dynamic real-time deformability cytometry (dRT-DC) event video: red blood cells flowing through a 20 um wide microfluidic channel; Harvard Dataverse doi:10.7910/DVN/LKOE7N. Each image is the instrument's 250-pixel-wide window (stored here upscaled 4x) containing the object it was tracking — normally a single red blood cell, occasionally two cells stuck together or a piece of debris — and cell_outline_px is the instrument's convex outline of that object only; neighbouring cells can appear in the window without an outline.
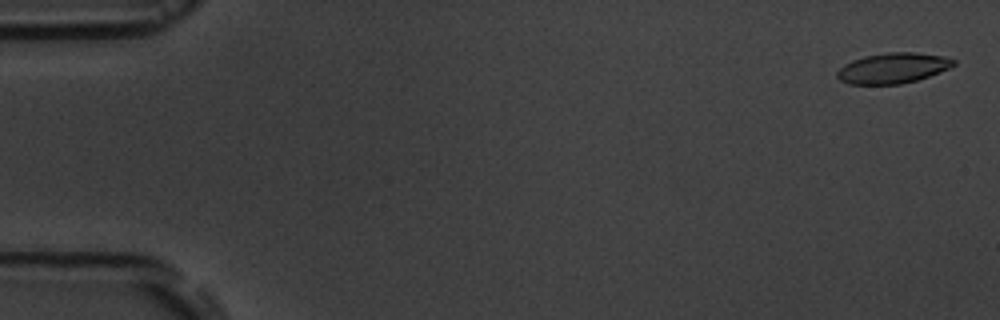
{"species": "common noctule bat (a hibernating species)", "species_latin": "Nyctalus noctula", "temperature_condition": "room temperature", "stored_images_in_passage": 9, "camera_frame_rate_fps": 3000, "um_per_image_px": 0.085, "animal": {"sex": "male", "body_mass_g": 19.5, "forearm_length_mm": 54.6}, "frame": {"image": 1, "passage_image": 1, "time_ms": 0.0, "image_size_px": [1000, 320], "cell_outline_px": [[956, 64], [948, 68], [928, 76], [916, 80], [900, 84], [848, 84], [840, 80], [836, 76], [836, 72], [844, 64], [852, 60], [864, 56], [888, 52], [916, 52], [940, 56], [956, 60]], "centroid_in_image_um": [75.85, 5.78], "position_along_channel_um": 9.2, "area_um2": 20.52}}
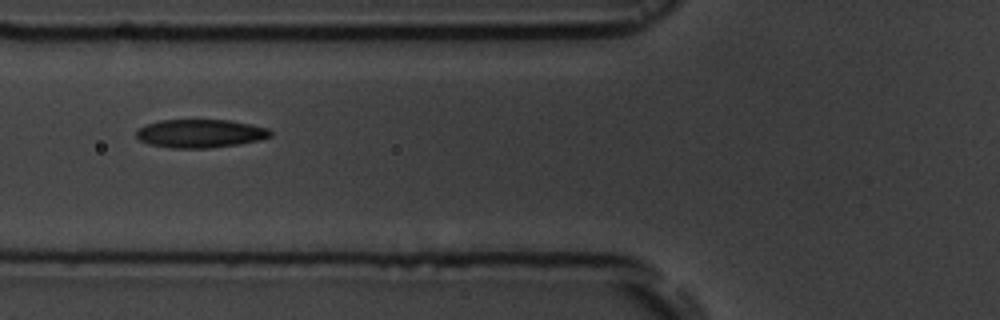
{"frame": {"image": 2, "passage_image": 7, "time_ms": 6.667, "image_size_px": [1000, 320], "cell_outline_px": [[272, 136], [256, 140], [236, 144], [208, 148], [172, 148], [148, 144], [140, 140], [136, 136], [136, 132], [140, 128], [148, 124], [160, 120], [232, 120], [252, 124], [268, 128], [272, 132]], "centroid_in_image_um": [17.03, 11.34], "position_along_channel_um": 108.8, "area_um2": 22.02}}
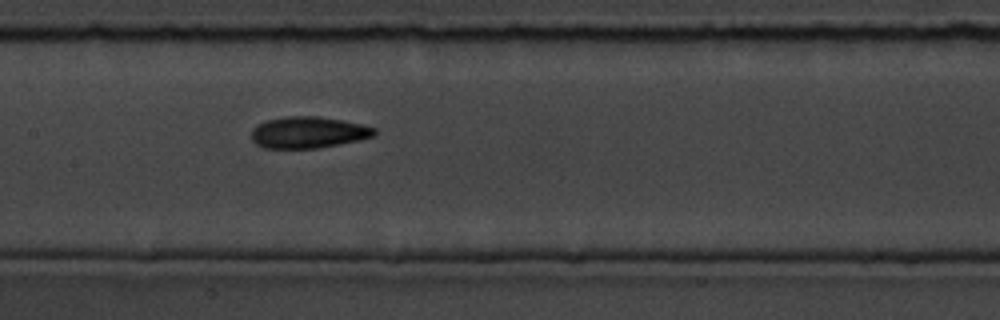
{"frame": {"image": 3, "passage_image": 9, "time_ms": 8.667, "image_size_px": [1000, 320], "cell_outline_px": [[376, 136], [360, 140], [340, 144], [316, 148], [264, 148], [256, 144], [252, 140], [252, 128], [268, 120], [284, 116], [316, 116], [344, 120], [364, 124], [376, 128]], "centroid_in_image_um": [26.25, 11.25], "position_along_channel_um": 181.1, "area_um2": 22.72}}